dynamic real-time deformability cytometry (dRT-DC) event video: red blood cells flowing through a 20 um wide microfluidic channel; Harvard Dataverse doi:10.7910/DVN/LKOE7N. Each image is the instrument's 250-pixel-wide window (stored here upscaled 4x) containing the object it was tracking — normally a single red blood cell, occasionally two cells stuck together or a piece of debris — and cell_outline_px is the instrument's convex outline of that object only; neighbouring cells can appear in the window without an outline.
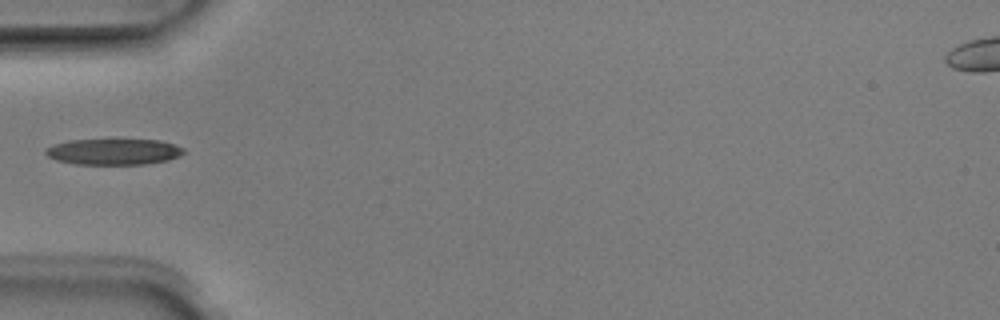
{"species": "Egyptian fruit bat (a non-hibernating species)", "species_latin": "Rousettus aegyptiacus", "temperature_condition": "room temperature", "stored_images_in_passage": 2, "camera_frame_rate_fps": 3000, "um_per_image_px": 0.085, "animal": {"sex": "male"}, "frame": {"image": 1, "passage_image": 2, "time_ms": 0.333, "image_size_px": [1000, 320], "cell_outline_px": [[184, 152], [180, 156], [168, 160], [148, 164], [76, 164], [56, 160], [48, 156], [44, 152], [44, 148], [68, 140], [160, 140], [184, 148]], "centroid_in_image_um": [9.65, 12.9], "position_along_channel_um": 75.3, "area_um2": 20.87}}